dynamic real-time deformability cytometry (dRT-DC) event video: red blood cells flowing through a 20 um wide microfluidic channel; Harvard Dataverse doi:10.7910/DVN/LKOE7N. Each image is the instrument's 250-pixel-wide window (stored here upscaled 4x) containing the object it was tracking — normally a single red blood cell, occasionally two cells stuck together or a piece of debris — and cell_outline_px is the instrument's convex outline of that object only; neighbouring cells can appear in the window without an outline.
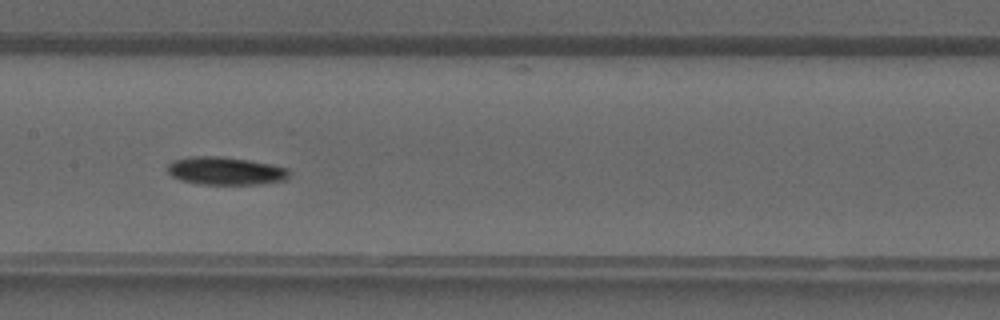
{"species": "common noctule bat (a hibernating species)", "species_latin": "Nyctalus noctula", "temperature_condition": "warm", "stored_images_in_passage": 41, "camera_frame_rate_fps": 3000, "um_per_image_px": 0.085, "animal": {"sex": "male", "forearm_length_mm": 52.5}, "frame": {"image": 1, "passage_image": 20, "time_ms": 6.333, "image_size_px": [1000, 320], "cell_outline_px": [[292, 172], [284, 180], [256, 184], [200, 184], [180, 180], [172, 176], [168, 172], [168, 164], [172, 160], [192, 156], [220, 156], [248, 160], [272, 164], [288, 168]], "centroid_in_image_um": [19.16, 14.52], "position_along_channel_um": 188.2, "area_um2": 19.83}}
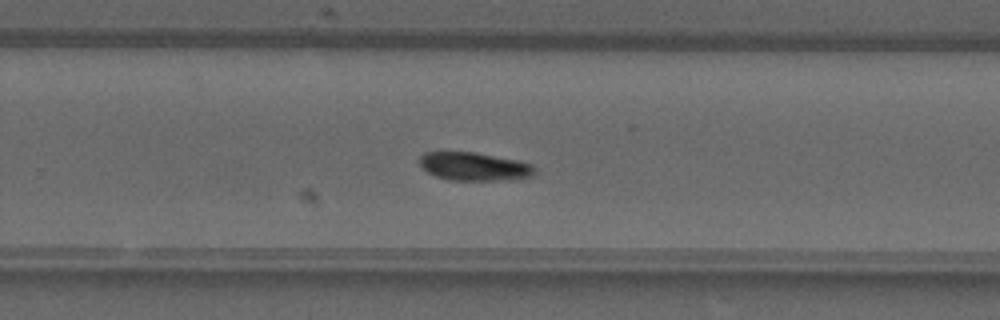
{"frame": {"image": 2, "passage_image": 26, "time_ms": 8.333, "image_size_px": [1000, 320], "cell_outline_px": [[536, 172], [532, 176], [508, 180], [448, 180], [436, 176], [428, 172], [420, 164], [420, 156], [424, 152], [476, 152], [520, 160], [532, 164], [536, 168]], "centroid_in_image_um": [40.36, 14.15], "position_along_channel_um": 289.4, "area_um2": 19.13}}
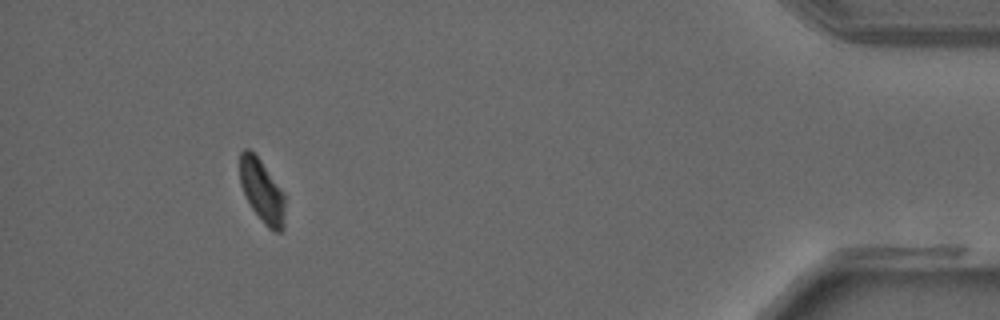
{"frame": {"image": 3, "passage_image": 37, "time_ms": 12.0, "image_size_px": [1000, 320], "cell_outline_px": [[284, 228], [280, 232], [276, 232], [268, 228], [264, 224], [252, 208], [240, 184], [240, 152], [244, 148], [248, 148], [260, 160], [284, 192]], "centroid_in_image_um": [22.27, 16.24], "position_along_channel_um": 412.9, "area_um2": 16.42}}